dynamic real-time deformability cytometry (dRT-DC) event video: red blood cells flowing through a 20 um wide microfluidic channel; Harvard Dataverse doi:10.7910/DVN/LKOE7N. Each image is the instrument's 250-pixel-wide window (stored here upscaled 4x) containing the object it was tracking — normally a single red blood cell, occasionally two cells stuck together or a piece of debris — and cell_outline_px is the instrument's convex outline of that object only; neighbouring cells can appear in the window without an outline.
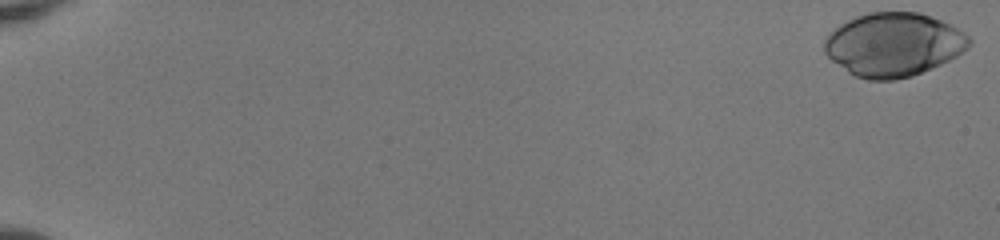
{"species": "human", "species_latin": "Homo sapiens", "temperature_condition": "room temperature", "stored_images_in_passage": 53, "camera_frame_rate_fps": 3000, "um_per_image_px": 0.085, "donor": {"sex": "female"}, "frame": {"image": 1, "passage_image": 1, "time_ms": 0.0, "image_size_px": [1000, 240], "cell_outline_px": [[972, 44], [968, 48], [956, 56], [940, 64], [912, 76], [896, 80], [868, 80], [856, 76], [848, 72], [832, 60], [824, 52], [824, 40], [828, 32], [840, 24], [856, 16], [868, 12], [920, 12], [932, 16], [964, 32], [972, 40]], "centroid_in_image_um": [75.93, 3.78], "position_along_channel_um": 9.1, "area_um2": 53.7}}
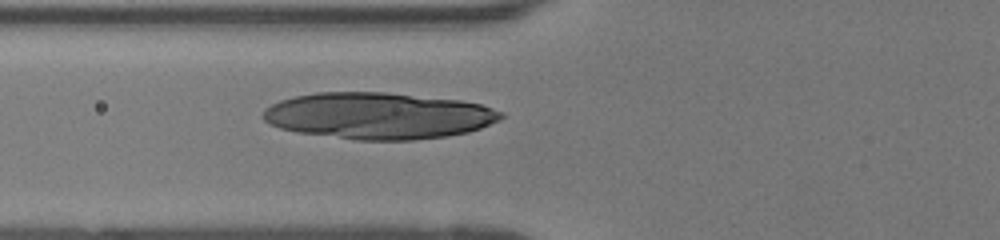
{"frame": {"image": 2, "passage_image": 23, "time_ms": 7.333, "image_size_px": [1000, 240], "cell_outline_px": [[504, 116], [500, 120], [480, 128], [468, 132], [448, 136], [412, 140], [356, 140], [296, 132], [280, 128], [268, 124], [260, 116], [264, 108], [280, 100], [296, 96], [316, 92], [384, 92], [460, 100], [480, 104], [504, 112]], "centroid_in_image_um": [32.14, 9.84], "position_along_channel_um": 93.7, "area_um2": 64.79}}
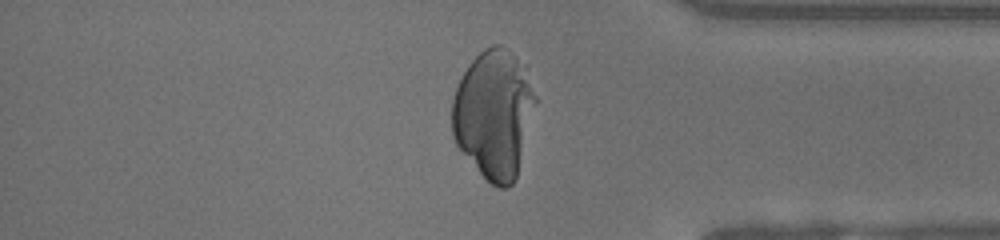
{"frame": {"image": 3, "passage_image": 46, "time_ms": 15.0, "image_size_px": [1000, 240], "cell_outline_px": [[536, 100], [516, 176], [512, 184], [508, 188], [500, 188], [492, 184], [480, 172], [456, 144], [452, 136], [452, 100], [456, 88], [468, 64], [484, 48], [492, 44], [500, 44], [508, 48], [528, 64], [536, 96]], "centroid_in_image_um": [41.99, 9.59], "position_along_channel_um": 393.2, "area_um2": 62.66}}